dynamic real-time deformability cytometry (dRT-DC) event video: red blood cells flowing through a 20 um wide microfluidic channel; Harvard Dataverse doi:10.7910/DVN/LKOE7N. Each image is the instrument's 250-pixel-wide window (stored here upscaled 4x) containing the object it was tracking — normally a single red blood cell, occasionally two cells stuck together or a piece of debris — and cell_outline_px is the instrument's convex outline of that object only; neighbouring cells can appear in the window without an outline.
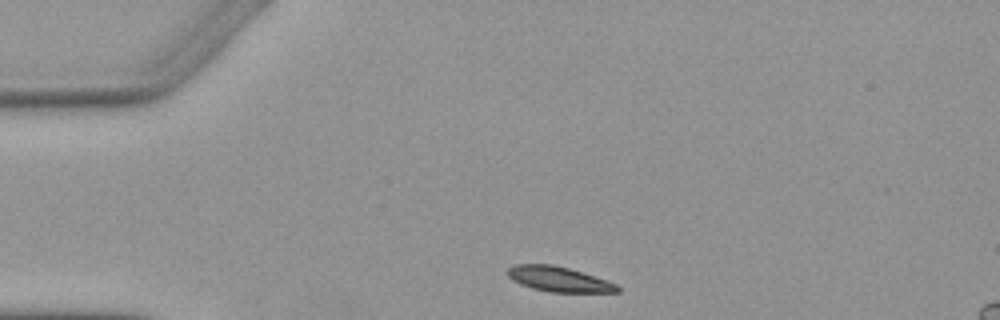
{"species": "Egyptian fruit bat (a non-hibernating species)", "species_latin": "Rousettus aegyptiacus", "temperature_condition": "warm", "stored_images_in_passage": 2, "camera_frame_rate_fps": 3000, "um_per_image_px": 0.085, "animal": {"sex": "female"}, "frame": {"image": 1, "passage_image": 1, "time_ms": 0.0, "image_size_px": [1000, 320], "cell_outline_px": [[620, 292], [548, 292], [532, 288], [520, 284], [512, 280], [508, 276], [508, 268], [516, 264], [552, 264], [584, 272], [616, 284], [620, 288]], "centroid_in_image_um": [47.49, 23.73], "position_along_channel_um": 37.5, "area_um2": 16.01}}